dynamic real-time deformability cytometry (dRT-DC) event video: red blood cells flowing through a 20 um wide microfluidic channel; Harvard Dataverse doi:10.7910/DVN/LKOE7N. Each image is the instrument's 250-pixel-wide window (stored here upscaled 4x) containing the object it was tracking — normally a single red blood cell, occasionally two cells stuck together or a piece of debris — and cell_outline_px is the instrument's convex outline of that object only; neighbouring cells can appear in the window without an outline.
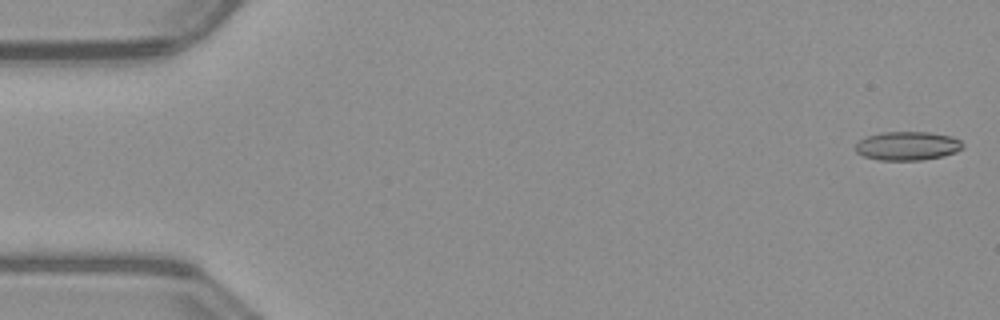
{"species": "common noctule bat (a hibernating species)", "species_latin": "Nyctalus noctula", "temperature_condition": "warm", "stored_images_in_passage": 52, "camera_frame_rate_fps": 3000, "um_per_image_px": 0.085, "animal": {"sex": "male", "body_mass_g": 23.1, "forearm_length_mm": 52.7}, "frame": {"image": 1, "passage_image": 1, "time_ms": 0.0, "image_size_px": [1000, 320], "cell_outline_px": [[964, 148], [956, 152], [944, 156], [924, 160], [880, 160], [864, 156], [856, 152], [856, 144], [860, 140], [868, 136], [880, 132], [928, 132], [952, 136], [960, 140], [964, 144]], "centroid_in_image_um": [77.18, 12.4], "position_along_channel_um": 7.8, "area_um2": 18.09}}
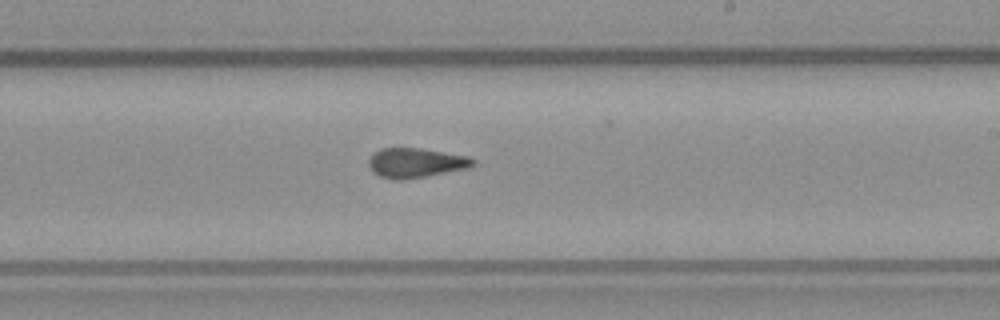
{"frame": {"image": 2, "passage_image": 30, "time_ms": 9.667, "image_size_px": [1000, 320], "cell_outline_px": [[476, 164], [468, 168], [424, 176], [400, 180], [392, 180], [380, 176], [372, 172], [368, 164], [368, 160], [380, 148], [420, 148], [468, 156], [476, 160]], "centroid_in_image_um": [35.34, 13.84], "position_along_channel_um": 253.7, "area_um2": 17.92}}
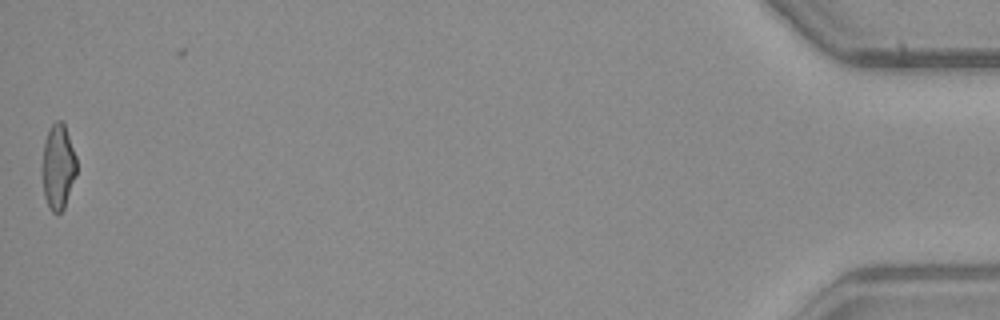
{"frame": {"image": 3, "passage_image": 51, "time_ms": 16.667, "image_size_px": [1000, 320], "cell_outline_px": [[76, 176], [64, 208], [60, 212], [52, 212], [44, 196], [44, 144], [48, 132], [52, 124], [56, 120], [60, 120], [64, 124], [76, 156]], "centroid_in_image_um": [4.97, 14.17], "position_along_channel_um": 430.2, "area_um2": 16.42}, "authors_computed_cell_mechanics": {"area_um2": 17.9469, "velocity_mm_per_s": 4.0289, "shape_relaxation_time_tau1_ms": null, "shape_relaxation_time_tau2_ms": 1.95, "deformation_change_tau1": null, "deformation_change_tau2": 0.1075}}